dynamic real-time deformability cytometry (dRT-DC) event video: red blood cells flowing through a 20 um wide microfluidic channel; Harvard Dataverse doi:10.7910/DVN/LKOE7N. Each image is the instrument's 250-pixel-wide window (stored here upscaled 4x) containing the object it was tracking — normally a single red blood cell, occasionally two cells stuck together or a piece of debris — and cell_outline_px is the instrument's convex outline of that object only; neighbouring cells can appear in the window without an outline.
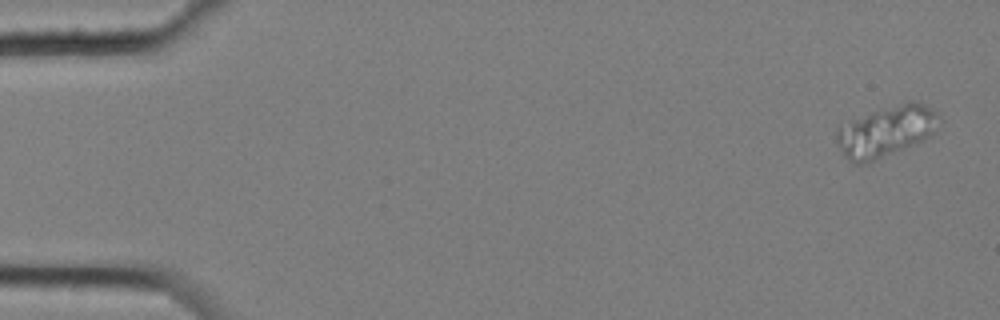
{"species": "common noctule bat (a hibernating species)", "species_latin": "Nyctalus noctula", "temperature_condition": "cold", "stored_images_in_passage": 9, "camera_frame_rate_fps": 3000, "um_per_image_px": 0.085, "animal": {"sex": "female", "body_mass_g": 25.1}, "frame": {"image": 1, "passage_image": 1, "time_ms": 0.0, "image_size_px": [1000, 320], "cell_outline_px": [[944, 120], [924, 140], [868, 164], [852, 164], [844, 156], [836, 140], [836, 128], [840, 124], [872, 112], [908, 100], [924, 104], [936, 112]], "centroid_in_image_um": [75.31, 11.18], "position_along_channel_um": 9.7, "area_um2": 30.69}}
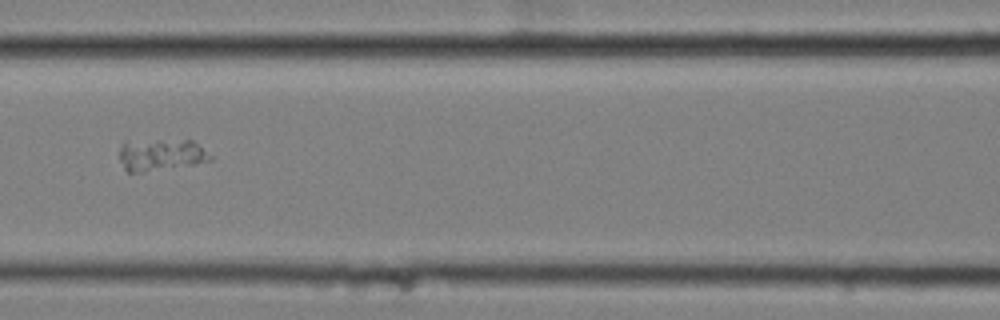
{"frame": {"image": 2, "passage_image": 8, "time_ms": 2.333, "image_size_px": [1000, 320], "cell_outline_px": [[212, 160], [192, 164], [144, 172], [128, 172], [124, 168], [120, 160], [120, 148], [124, 140], [192, 140], [212, 156]], "centroid_in_image_um": [13.63, 13.14], "position_along_channel_um": 153.0, "area_um2": 16.88}}
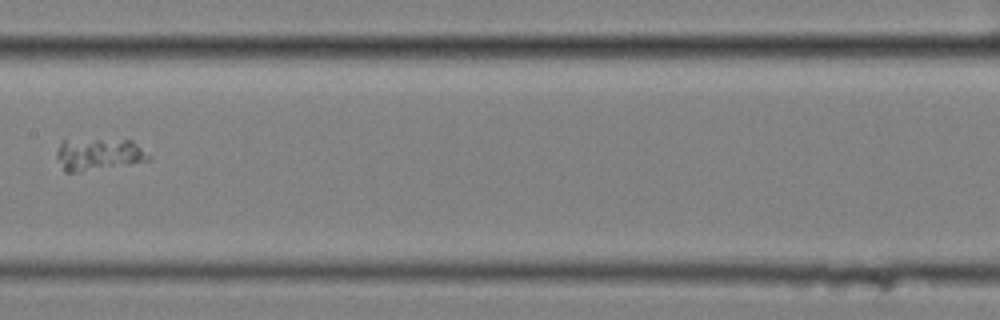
{"frame": {"image": 3, "passage_image": 9, "time_ms": 2.667, "image_size_px": [1000, 320], "cell_outline_px": [[152, 160], [132, 164], [80, 172], [64, 172], [56, 156], [56, 152], [60, 140], [132, 140], [152, 156]], "centroid_in_image_um": [8.4, 13.13], "position_along_channel_um": 199.0, "area_um2": 17.46}}